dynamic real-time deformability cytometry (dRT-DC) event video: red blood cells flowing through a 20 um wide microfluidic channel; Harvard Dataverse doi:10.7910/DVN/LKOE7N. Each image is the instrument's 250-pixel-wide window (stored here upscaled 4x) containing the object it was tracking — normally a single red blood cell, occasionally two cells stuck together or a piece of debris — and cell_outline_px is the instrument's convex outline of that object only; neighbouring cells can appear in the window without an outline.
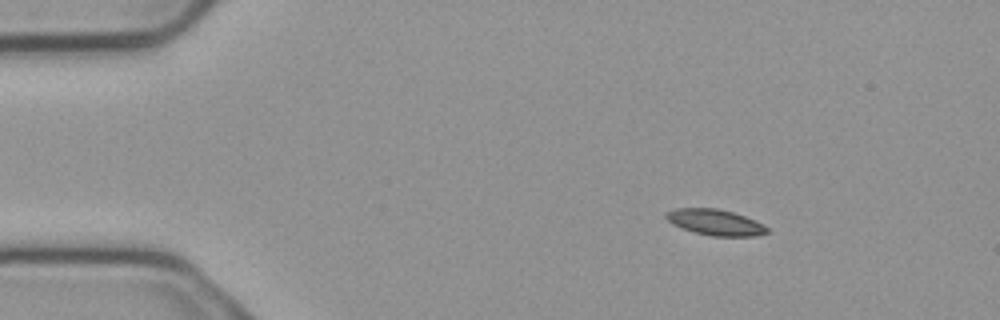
{"species": "common noctule bat (a hibernating species)", "species_latin": "Nyctalus noctula", "temperature_condition": "cold", "stored_images_in_passage": 2, "camera_frame_rate_fps": 3000, "um_per_image_px": 0.085, "animal": {"sex": "male", "body_mass_g": 23.1, "forearm_length_mm": 52.7}, "frame": {"image": 1, "passage_image": 2, "time_ms": 0.333, "image_size_px": [1000, 320], "cell_outline_px": [[768, 232], [756, 236], [712, 236], [680, 228], [672, 224], [664, 216], [664, 212], [676, 208], [716, 208], [732, 212], [744, 216], [764, 224], [768, 228]], "centroid_in_image_um": [60.77, 18.89], "position_along_channel_um": 24.2, "area_um2": 15.26}}